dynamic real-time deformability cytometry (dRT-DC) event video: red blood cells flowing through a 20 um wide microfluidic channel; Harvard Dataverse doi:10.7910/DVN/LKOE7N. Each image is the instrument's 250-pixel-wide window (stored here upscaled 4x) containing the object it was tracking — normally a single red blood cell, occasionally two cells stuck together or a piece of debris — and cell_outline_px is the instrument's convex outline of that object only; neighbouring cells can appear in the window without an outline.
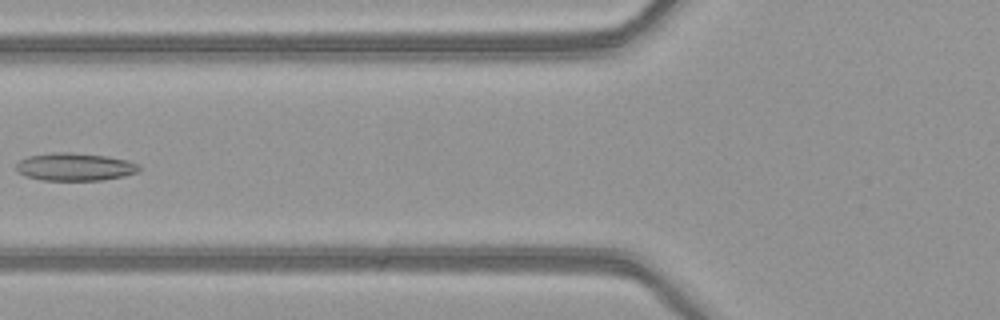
{"species": "common noctule bat (a hibernating species)", "species_latin": "Nyctalus noctula", "temperature_condition": "warm", "stored_images_in_passage": 6, "camera_frame_rate_fps": 3000, "um_per_image_px": 0.085, "animal": {"sex": "female", "body_mass_g": 21.9}, "frame": {"image": 1, "passage_image": 6, "time_ms": 1.667, "image_size_px": [1000, 320], "cell_outline_px": [[140, 168], [136, 172], [124, 176], [104, 180], [40, 180], [24, 176], [16, 172], [16, 164], [20, 160], [28, 156], [52, 152], [72, 152], [108, 156], [128, 160], [140, 164]], "centroid_in_image_um": [6.34, 14.18], "position_along_channel_um": 119.5, "area_um2": 20.17}}